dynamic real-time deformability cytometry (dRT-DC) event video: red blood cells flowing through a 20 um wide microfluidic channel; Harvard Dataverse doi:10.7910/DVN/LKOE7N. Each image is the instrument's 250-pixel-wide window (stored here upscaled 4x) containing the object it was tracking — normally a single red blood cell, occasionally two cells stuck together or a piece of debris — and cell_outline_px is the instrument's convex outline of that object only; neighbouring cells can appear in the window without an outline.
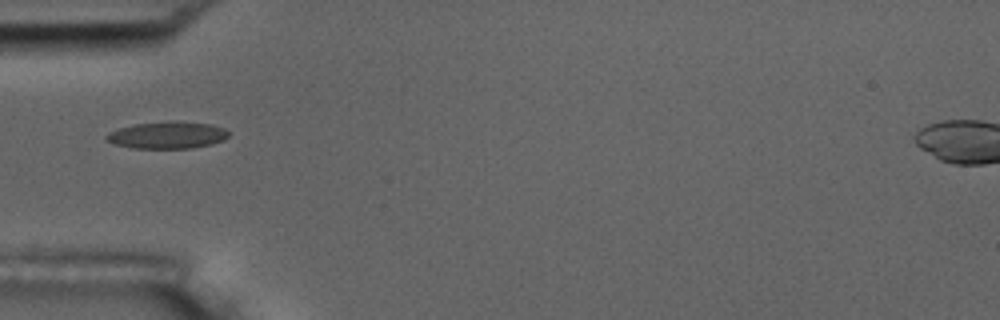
{"species": "common noctule bat (a hibernating species)", "species_latin": "Nyctalus noctula", "temperature_condition": "room temperature", "stored_images_in_passage": 3, "camera_frame_rate_fps": 3000, "um_per_image_px": 0.085, "animal": {"sex": "male", "body_mass_g": 17.5, "forearm_length_mm": 52.3}, "frame": {"image": 1, "passage_image": 1, "time_ms": 0.0, "image_size_px": [1000, 320], "cell_outline_px": [[228, 136], [224, 140], [212, 144], [192, 148], [132, 148], [112, 144], [104, 140], [104, 136], [108, 132], [120, 128], [136, 124], [172, 120], [176, 120], [212, 124], [224, 128], [228, 132]], "centroid_in_image_um": [14.2, 11.48], "position_along_channel_um": 70.8, "area_um2": 19.54}}